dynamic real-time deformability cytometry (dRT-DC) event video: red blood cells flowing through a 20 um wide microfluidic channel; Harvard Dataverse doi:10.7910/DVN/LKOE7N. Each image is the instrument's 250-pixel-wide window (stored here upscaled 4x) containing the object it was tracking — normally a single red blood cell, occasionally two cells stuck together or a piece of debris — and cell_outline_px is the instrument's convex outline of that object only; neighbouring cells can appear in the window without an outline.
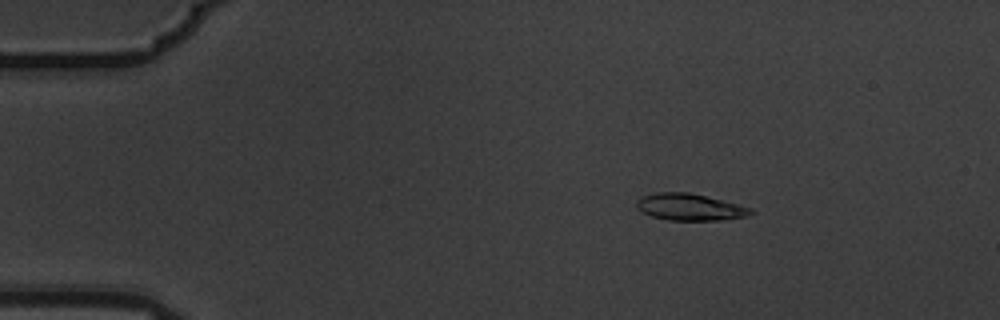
{"species": "common noctule bat (a hibernating species)", "species_latin": "Nyctalus noctula", "temperature_condition": "warm", "stored_images_in_passage": 5, "camera_frame_rate_fps": 3000, "um_per_image_px": 0.085, "animal": {"sex": "male", "body_mass_g": 19.5, "forearm_length_mm": 54.6}, "frame": {"image": 1, "passage_image": 2, "time_ms": 0.333, "image_size_px": [1000, 320], "cell_outline_px": [[756, 212], [748, 216], [724, 220], [668, 220], [652, 216], [636, 208], [636, 200], [640, 196], [656, 192], [688, 192], [752, 208]], "centroid_in_image_um": [58.62, 17.6], "position_along_channel_um": 26.4, "area_um2": 17.8}}
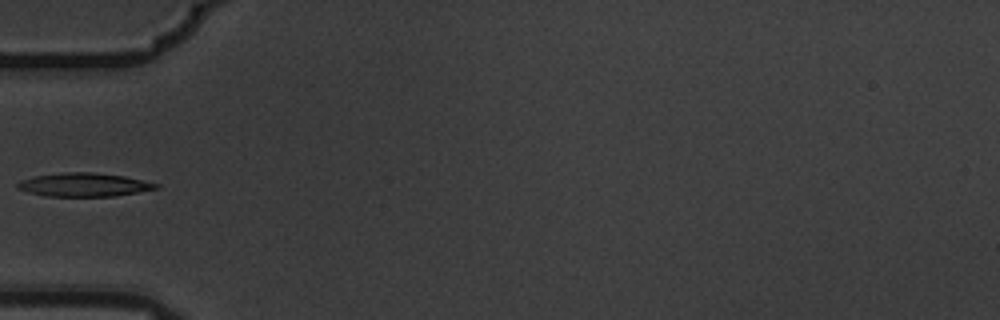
{"frame": {"image": 2, "passage_image": 4, "time_ms": 1.0, "image_size_px": [1000, 320], "cell_outline_px": [[160, 188], [112, 196], [48, 196], [28, 192], [16, 188], [16, 184], [20, 180], [32, 176], [64, 172], [92, 172], [124, 176], [160, 184]], "centroid_in_image_um": [7.1, 15.69], "position_along_channel_um": 77.9, "area_um2": 18.96}}
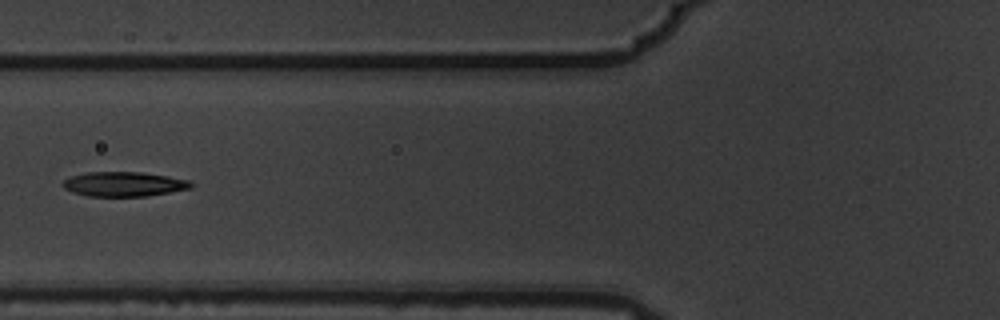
{"frame": {"image": 3, "passage_image": 5, "time_ms": 1.333, "image_size_px": [1000, 320], "cell_outline_px": [[196, 184], [192, 188], [148, 196], [88, 196], [72, 192], [64, 188], [60, 184], [64, 180], [72, 176], [88, 172], [140, 172], [168, 176], [188, 180]], "centroid_in_image_um": [10.55, 15.65], "position_along_channel_um": 115.3, "area_um2": 18.44}}